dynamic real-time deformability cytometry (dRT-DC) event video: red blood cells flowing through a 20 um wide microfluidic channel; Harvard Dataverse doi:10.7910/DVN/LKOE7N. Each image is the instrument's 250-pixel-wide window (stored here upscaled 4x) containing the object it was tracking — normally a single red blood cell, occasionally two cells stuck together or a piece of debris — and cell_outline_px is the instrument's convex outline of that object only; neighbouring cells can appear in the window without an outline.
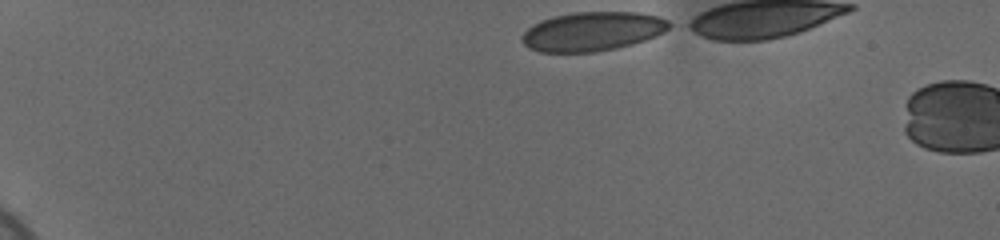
{"species": "human", "species_latin": "Homo sapiens", "temperature_condition": "cold", "stored_images_in_passage": 4, "camera_frame_rate_fps": 3000, "um_per_image_px": 0.085, "donor": {"sex": "female"}, "frame": {"image": 1, "passage_image": 1, "time_ms": 0.0, "image_size_px": [1000, 240], "cell_outline_px": [[676, 24], [672, 28], [656, 36], [632, 44], [616, 48], [596, 52], [540, 52], [528, 48], [520, 40], [520, 36], [532, 24], [540, 20], [552, 16], [576, 12], [640, 12], [660, 16]], "centroid_in_image_um": [50.39, 2.66], "position_along_channel_um": 34.6, "area_um2": 34.1}}